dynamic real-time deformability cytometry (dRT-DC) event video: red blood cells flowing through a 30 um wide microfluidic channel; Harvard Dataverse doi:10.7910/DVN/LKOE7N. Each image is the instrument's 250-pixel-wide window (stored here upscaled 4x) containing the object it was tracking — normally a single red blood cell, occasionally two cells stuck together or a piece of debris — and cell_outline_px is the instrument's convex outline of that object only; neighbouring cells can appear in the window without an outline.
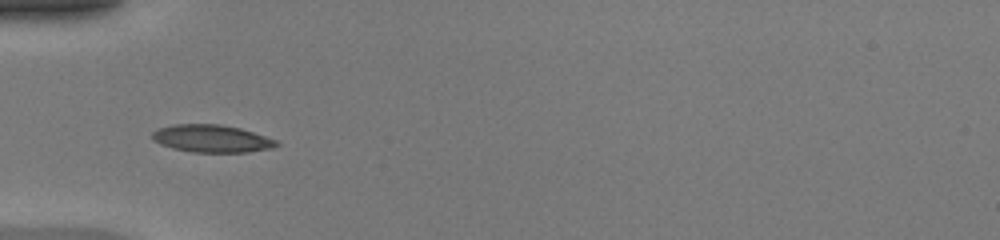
{"species": "common noctule bat (a hibernating species)", "species_latin": "Nyctalus noctula", "temperature_condition": "warm", "stored_images_in_passage": 48, "camera_frame_rate_fps": 3000, "um_per_image_px": 0.085, "animal": {"sex": "female", "body_mass_g": 20.0, "forearm_length_mm": 54.0}, "frame": {"image": 1, "passage_image": 16, "time_ms": 5.0, "image_size_px": [1000, 240], "cell_outline_px": [[280, 144], [272, 148], [248, 152], [192, 152], [172, 148], [160, 144], [152, 140], [152, 132], [156, 128], [172, 124], [220, 124], [240, 128], [276, 140]], "centroid_in_image_um": [17.94, 11.77], "position_along_channel_um": 67.1, "area_um2": 20.0}}
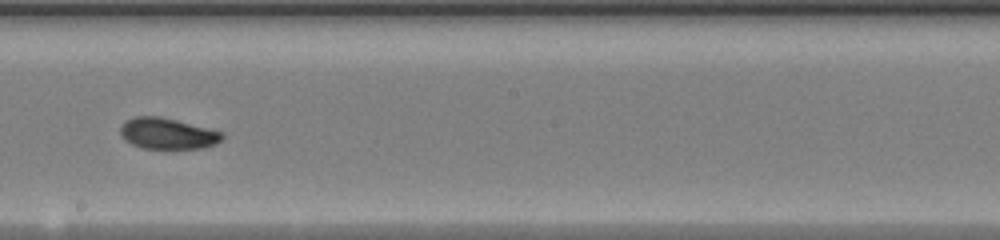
{"frame": {"image": 2, "passage_image": 28, "time_ms": 9.0, "image_size_px": [1000, 240], "cell_outline_px": [[224, 136], [216, 144], [204, 148], [140, 148], [124, 140], [120, 136], [120, 124], [124, 120], [136, 116], [160, 116], [224, 132]], "centroid_in_image_um": [14.2, 11.34], "position_along_channel_um": 234.0, "area_um2": 18.61}}
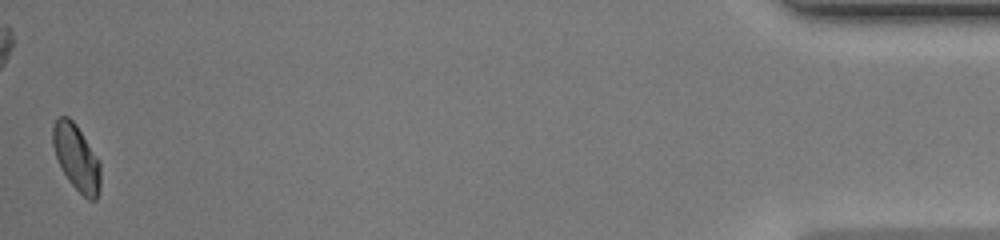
{"frame": {"image": 3, "passage_image": 48, "time_ms": 15.667, "image_size_px": [1000, 240], "cell_outline_px": [[100, 188], [96, 200], [88, 200], [68, 180], [56, 156], [52, 144], [52, 124], [56, 116], [68, 116], [76, 124], [100, 160]], "centroid_in_image_um": [6.49, 13.35], "position_along_channel_um": 428.7, "area_um2": 18.44}, "authors_computed_cell_mechanics": {"area_um2": 18.496, "velocity_mm_per_s": 4.2191, "shape_relaxation_time_tau1_ms": 6.7716, "shape_relaxation_time_tau2_ms": 1.1131, "deformation_change_tau1": 0.1883, "deformation_change_tau2": 0.0397}}